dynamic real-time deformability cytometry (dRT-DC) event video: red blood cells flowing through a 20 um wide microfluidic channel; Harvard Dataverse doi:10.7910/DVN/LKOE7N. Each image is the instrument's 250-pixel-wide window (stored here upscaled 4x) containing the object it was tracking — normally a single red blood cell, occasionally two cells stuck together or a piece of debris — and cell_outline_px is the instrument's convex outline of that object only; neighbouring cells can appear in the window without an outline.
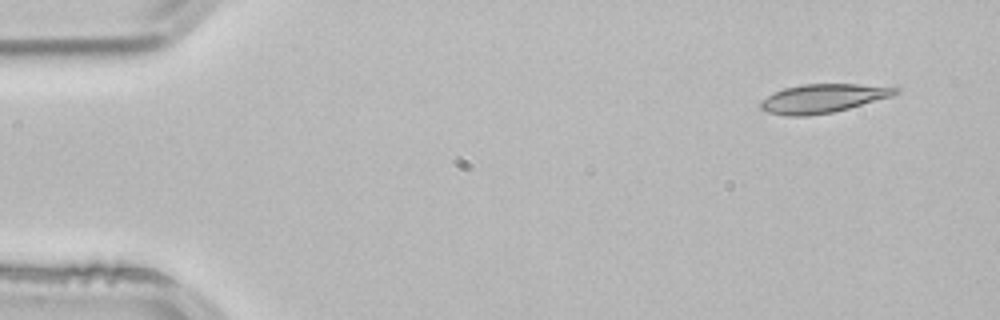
{"species": "common noctule bat (a hibernating species)", "species_latin": "Nyctalus noctula", "temperature_condition": "room temperature", "stored_images_in_passage": 3, "camera_frame_rate_fps": 3000, "um_per_image_px": 0.085, "animal": {"sex": "male", "body_mass_g": 21.5, "forearm_length_mm": 52.0}, "frame": {"image": 1, "passage_image": 1, "time_ms": 0.0, "image_size_px": [1000, 320], "cell_outline_px": [[904, 88], [900, 92], [892, 96], [848, 108], [832, 112], [808, 116], [788, 116], [768, 112], [760, 108], [760, 100], [772, 92], [784, 88], [800, 84], [900, 84]], "centroid_in_image_um": [70.07, 8.32], "position_along_channel_um": 14.9, "area_um2": 23.29}}